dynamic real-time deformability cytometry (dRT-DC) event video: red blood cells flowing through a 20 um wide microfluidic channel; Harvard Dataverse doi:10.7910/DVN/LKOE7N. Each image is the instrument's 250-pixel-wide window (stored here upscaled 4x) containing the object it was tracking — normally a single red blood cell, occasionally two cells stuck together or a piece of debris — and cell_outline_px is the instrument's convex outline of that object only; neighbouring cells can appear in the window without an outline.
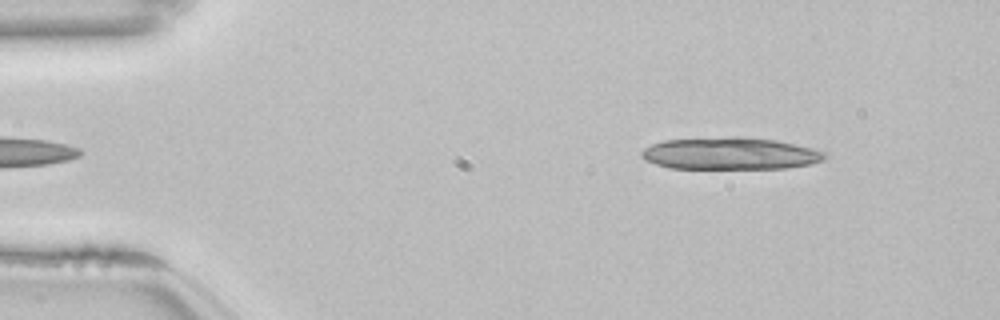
{"species": "common noctule bat (a hibernating species)", "species_latin": "Nyctalus noctula", "temperature_condition": "room temperature", "stored_images_in_passage": 32, "camera_frame_rate_fps": 3000, "um_per_image_px": 0.085, "animal": {"sex": "female", "body_mass_g": 22.7, "forearm_length_mm": 54.2}, "frame": {"image": 1, "passage_image": 2, "time_ms": 0.333, "image_size_px": [1000, 320], "cell_outline_px": [[828, 156], [824, 160], [808, 164], [788, 168], [668, 168], [644, 160], [640, 156], [640, 152], [644, 148], [652, 144], [664, 140], [728, 136], [740, 136], [776, 140], [796, 144], [812, 148], [824, 152]], "centroid_in_image_um": [62.04, 13.04], "position_along_channel_um": 23.0, "area_um2": 34.51}}
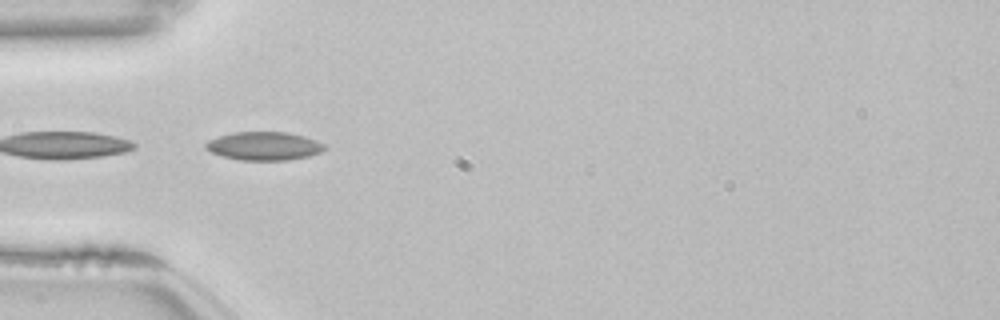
{"frame": {"image": 2, "passage_image": 12, "time_ms": 3.667, "image_size_px": [1000, 320], "cell_outline_px": [[328, 148], [320, 152], [308, 156], [288, 160], [240, 160], [220, 156], [204, 148], [204, 144], [208, 140], [232, 132], [288, 132], [304, 136], [316, 140], [324, 144]], "centroid_in_image_um": [22.43, 12.41], "position_along_channel_um": 62.6, "area_um2": 19.77}}
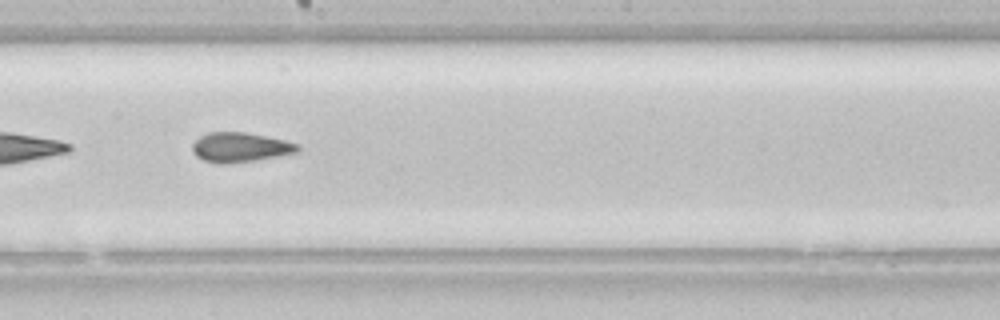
{"frame": {"image": 3, "passage_image": 25, "time_ms": 8.0, "image_size_px": [1000, 320], "cell_outline_px": [[300, 152], [280, 156], [256, 160], [224, 164], [220, 164], [204, 160], [196, 156], [192, 152], [192, 144], [200, 136], [208, 132], [244, 132], [284, 140], [300, 144]], "centroid_in_image_um": [20.43, 12.52], "position_along_channel_um": 227.8, "area_um2": 18.26}}